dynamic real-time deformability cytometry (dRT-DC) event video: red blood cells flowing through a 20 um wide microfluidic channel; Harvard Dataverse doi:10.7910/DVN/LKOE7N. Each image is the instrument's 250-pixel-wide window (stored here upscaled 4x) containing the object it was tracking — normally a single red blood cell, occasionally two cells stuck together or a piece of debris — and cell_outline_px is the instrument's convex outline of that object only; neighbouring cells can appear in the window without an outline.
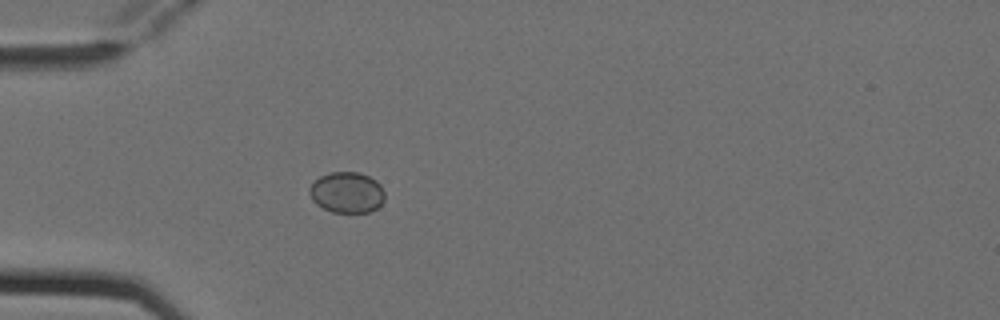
{"species": "Egyptian fruit bat (a non-hibernating species)", "species_latin": "Rousettus aegyptiacus", "temperature_condition": "cold", "stored_images_in_passage": 4, "camera_frame_rate_fps": 3000, "um_per_image_px": 0.085, "animal": {"sex": "female"}, "frame": {"image": 1, "passage_image": 4, "time_ms": 1.0, "image_size_px": [1000, 320], "cell_outline_px": [[384, 200], [376, 208], [368, 212], [332, 212], [316, 204], [312, 200], [308, 192], [308, 188], [320, 176], [332, 172], [360, 172], [376, 180], [380, 184], [384, 192]], "centroid_in_image_um": [29.47, 16.35], "position_along_channel_um": 55.5, "area_um2": 17.92}}